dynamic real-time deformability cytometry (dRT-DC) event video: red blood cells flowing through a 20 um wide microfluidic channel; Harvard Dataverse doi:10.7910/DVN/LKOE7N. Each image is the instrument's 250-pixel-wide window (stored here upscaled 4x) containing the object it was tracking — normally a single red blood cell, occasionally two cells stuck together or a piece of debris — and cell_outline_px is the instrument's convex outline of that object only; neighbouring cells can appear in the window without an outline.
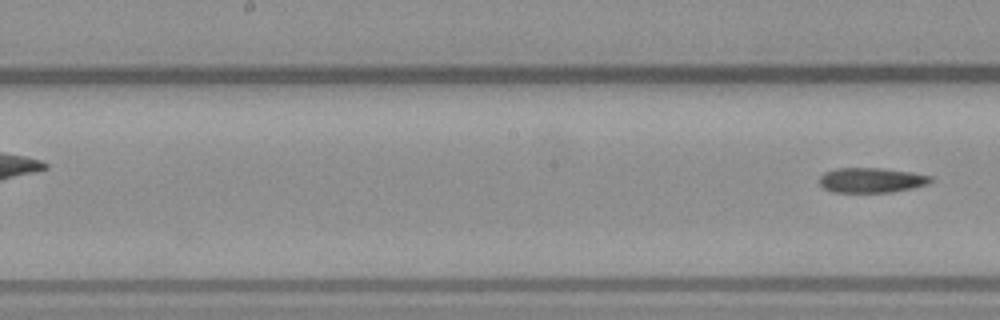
{"species": "common noctule bat (a hibernating species)", "species_latin": "Nyctalus noctula", "temperature_condition": "warm", "stored_images_in_passage": 10, "segment_of_instrument_passage": [2, 2], "camera_frame_rate_fps": 3000, "um_per_image_px": 0.085, "animal": {"sex": "male", "body_mass_g": 23.1, "forearm_length_mm": 52.7}, "frame": {"image": 1, "passage_image": 10, "time_ms": 12.0, "image_size_px": [1000, 320], "cell_outline_px": [[932, 180], [928, 184], [912, 188], [892, 192], [832, 192], [824, 188], [820, 184], [820, 176], [824, 172], [836, 168], [884, 168], [912, 172], [932, 176]], "centroid_in_image_um": [74.07, 15.31], "position_along_channel_um": 174.1, "area_um2": 16.24}}